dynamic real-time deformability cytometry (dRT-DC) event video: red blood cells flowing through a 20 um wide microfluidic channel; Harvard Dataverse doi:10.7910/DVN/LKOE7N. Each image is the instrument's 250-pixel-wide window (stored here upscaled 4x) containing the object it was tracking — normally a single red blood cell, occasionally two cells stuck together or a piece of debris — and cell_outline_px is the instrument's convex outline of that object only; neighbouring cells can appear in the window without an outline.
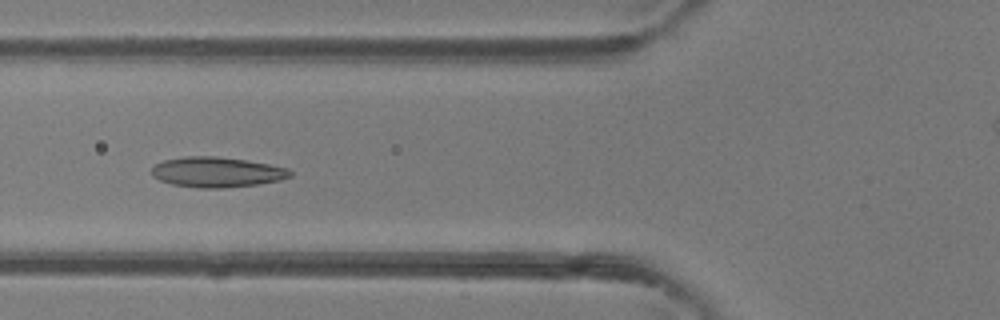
{"species": "common noctule bat (a hibernating species)", "species_latin": "Nyctalus noctula", "temperature_condition": "room temperature", "stored_images_in_passage": 47, "camera_frame_rate_fps": 3000, "um_per_image_px": 0.085, "animal": {"sex": "female"}, "frame": {"image": 1, "passage_image": 17, "time_ms": 5.333, "image_size_px": [1000, 320], "cell_outline_px": [[292, 176], [280, 180], [260, 184], [224, 188], [200, 188], [172, 184], [160, 180], [152, 176], [152, 168], [156, 164], [164, 160], [184, 156], [216, 156], [244, 160], [268, 164], [288, 168], [292, 172]], "centroid_in_image_um": [18.44, 14.63], "position_along_channel_um": 107.4, "area_um2": 24.39}}
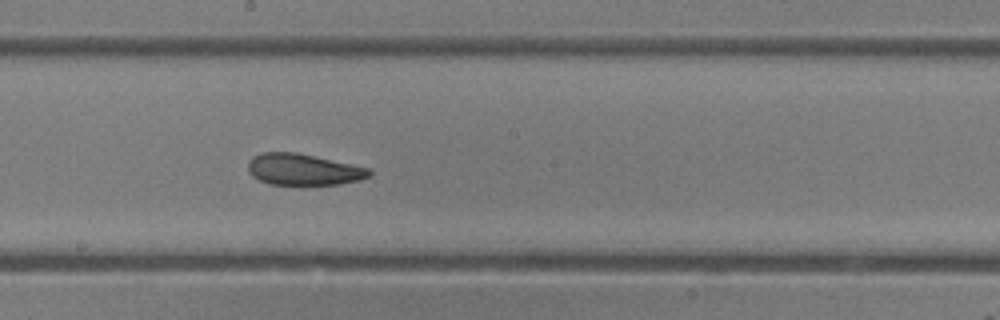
{"frame": {"image": 2, "passage_image": 25, "time_ms": 8.0, "image_size_px": [1000, 320], "cell_outline_px": [[372, 176], [360, 180], [340, 184], [268, 184], [252, 176], [248, 172], [248, 160], [252, 156], [260, 152], [296, 152], [352, 164], [368, 168], [372, 172]], "centroid_in_image_um": [25.77, 14.4], "position_along_channel_um": 222.4, "area_um2": 22.25}}
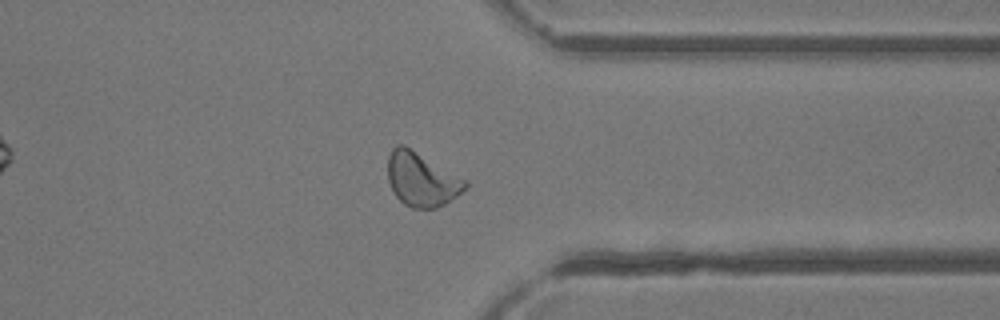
{"frame": {"image": 3, "passage_image": 36, "time_ms": 11.667, "image_size_px": [1000, 320], "cell_outline_px": [[468, 188], [444, 204], [436, 208], [412, 208], [404, 204], [396, 196], [388, 180], [388, 156], [392, 148], [396, 144], [404, 144], [468, 180]], "centroid_in_image_um": [35.85, 15.23], "position_along_channel_um": 375.5, "area_um2": 24.45}, "authors_computed_cell_mechanics": {"area_um2": 24.3916, "velocity_mm_per_s": 4.3054, "shape_relaxation_time_tau1_ms": null, "shape_relaxation_time_tau2_ms": 2.3523, "deformation_change_tau1": null, "deformation_change_tau2": 0.0902}}